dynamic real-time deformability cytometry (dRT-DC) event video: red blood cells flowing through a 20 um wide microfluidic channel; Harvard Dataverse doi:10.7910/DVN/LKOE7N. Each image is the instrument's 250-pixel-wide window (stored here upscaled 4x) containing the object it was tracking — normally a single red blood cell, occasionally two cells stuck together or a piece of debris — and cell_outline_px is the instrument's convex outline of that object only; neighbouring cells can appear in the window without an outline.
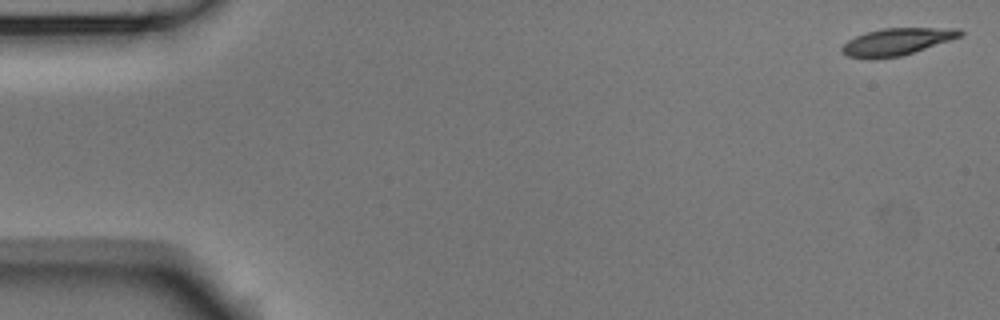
{"species": "Egyptian fruit bat (a non-hibernating species)", "species_latin": "Rousettus aegyptiacus", "temperature_condition": "room temperature", "stored_images_in_passage": 5, "camera_frame_rate_fps": 3000, "um_per_image_px": 0.085, "animal": {"sex": "male"}, "frame": {"image": 1, "passage_image": 1, "time_ms": 0.0, "image_size_px": [1000, 320], "cell_outline_px": [[964, 32], [960, 36], [900, 56], [848, 56], [840, 52], [840, 48], [848, 40], [856, 36], [868, 32], [884, 28], [960, 28]], "centroid_in_image_um": [76.24, 3.5], "position_along_channel_um": 8.8, "area_um2": 17.69}}
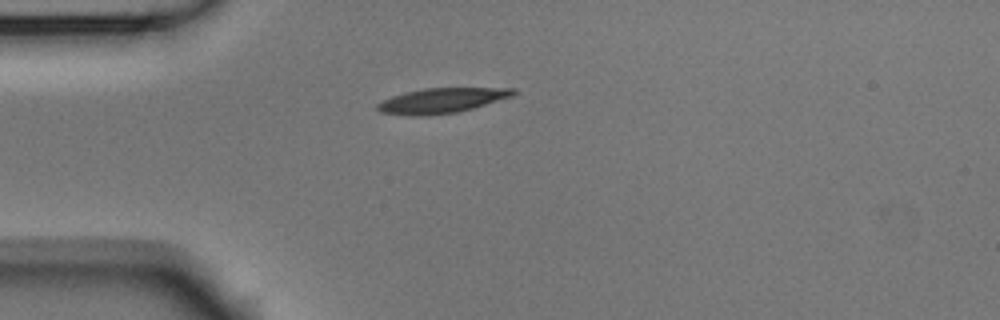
{"frame": {"image": 2, "passage_image": 4, "time_ms": 1.0, "image_size_px": [1000, 320], "cell_outline_px": [[516, 92], [512, 96], [472, 108], [456, 112], [380, 112], [376, 108], [376, 104], [392, 96], [424, 88], [516, 88]], "centroid_in_image_um": [37.66, 8.47], "position_along_channel_um": 47.3, "area_um2": 18.26}}